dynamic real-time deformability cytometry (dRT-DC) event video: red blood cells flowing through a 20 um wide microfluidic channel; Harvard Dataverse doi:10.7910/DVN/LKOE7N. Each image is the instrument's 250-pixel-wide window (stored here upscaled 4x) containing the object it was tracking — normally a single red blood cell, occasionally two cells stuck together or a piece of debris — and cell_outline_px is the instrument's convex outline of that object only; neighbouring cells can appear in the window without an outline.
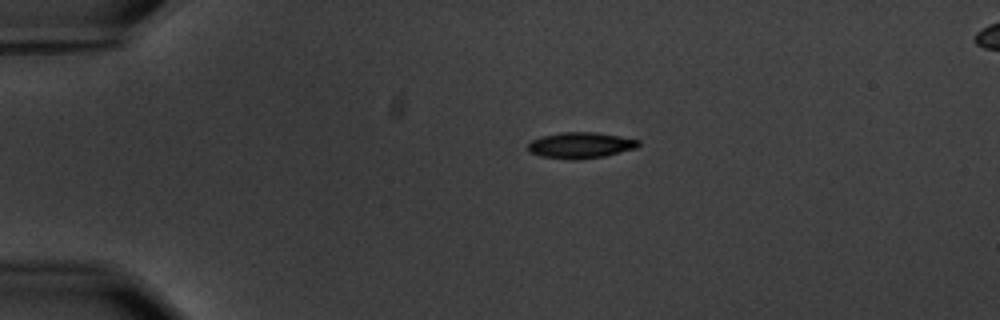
{"species": "common noctule bat (a hibernating species)", "species_latin": "Nyctalus noctula", "temperature_condition": "warm", "stored_images_in_passage": 5, "camera_frame_rate_fps": 3000, "um_per_image_px": 0.085, "animal": {"sex": "male", "body_mass_g": 20.1, "forearm_length_mm": 53.5}, "frame": {"image": 1, "passage_image": 1, "time_ms": 0.0, "image_size_px": [1000, 320], "cell_outline_px": [[640, 144], [636, 148], [604, 156], [580, 160], [572, 160], [544, 156], [528, 152], [528, 144], [532, 140], [540, 136], [560, 132], [592, 132], [620, 136], [640, 140]], "centroid_in_image_um": [49.34, 12.34], "position_along_channel_um": 35.7, "area_um2": 16.76}}
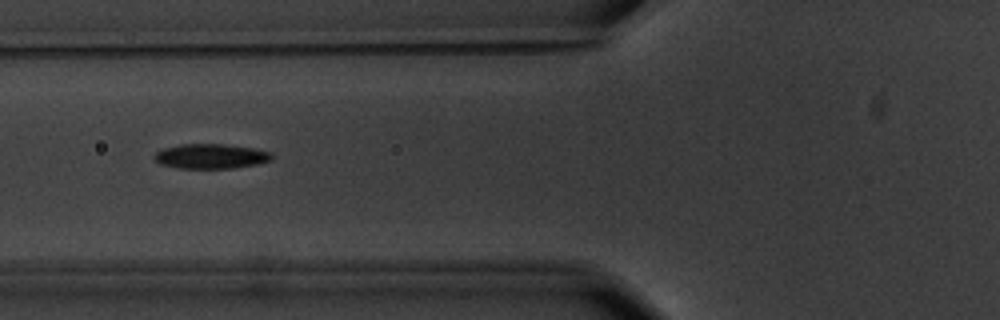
{"frame": {"image": 2, "passage_image": 4, "time_ms": 3.333, "image_size_px": [1000, 320], "cell_outline_px": [[272, 160], [256, 164], [232, 168], [180, 168], [160, 164], [152, 156], [156, 152], [164, 148], [180, 144], [224, 144], [252, 148], [272, 152]], "centroid_in_image_um": [17.91, 13.28], "position_along_channel_um": 107.9, "area_um2": 16.88}}